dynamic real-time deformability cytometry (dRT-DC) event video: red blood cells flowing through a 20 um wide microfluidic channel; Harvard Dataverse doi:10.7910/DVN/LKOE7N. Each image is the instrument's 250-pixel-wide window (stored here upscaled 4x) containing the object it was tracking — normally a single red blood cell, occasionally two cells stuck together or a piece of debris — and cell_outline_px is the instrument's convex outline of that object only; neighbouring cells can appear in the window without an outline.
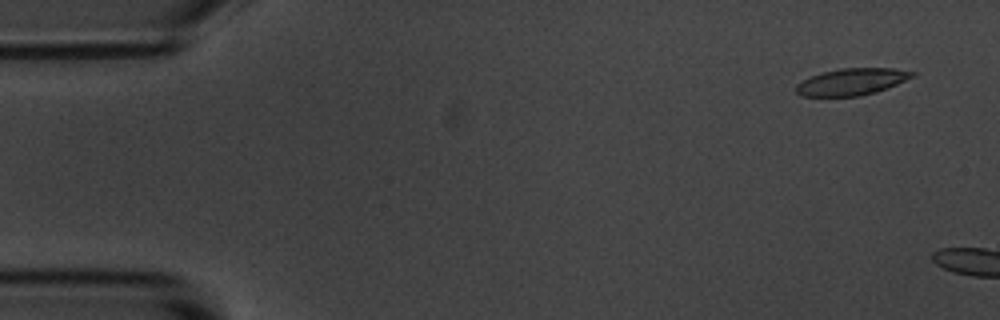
{"species": "common noctule bat (a hibernating species)", "species_latin": "Nyctalus noctula", "temperature_condition": "room temperature", "stored_images_in_passage": 2, "camera_frame_rate_fps": 3000, "um_per_image_px": 0.085, "animal": {"sex": "male", "body_mass_g": 20.1, "forearm_length_mm": 53.5}, "frame": {"image": 1, "passage_image": 1, "time_ms": 0.0, "image_size_px": [1000, 320], "cell_outline_px": [[916, 76], [888, 88], [876, 92], [860, 96], [800, 96], [796, 92], [796, 84], [808, 76], [840, 68], [892, 68], [916, 72]], "centroid_in_image_um": [72.41, 6.95], "position_along_channel_um": 12.6, "area_um2": 18.32}}